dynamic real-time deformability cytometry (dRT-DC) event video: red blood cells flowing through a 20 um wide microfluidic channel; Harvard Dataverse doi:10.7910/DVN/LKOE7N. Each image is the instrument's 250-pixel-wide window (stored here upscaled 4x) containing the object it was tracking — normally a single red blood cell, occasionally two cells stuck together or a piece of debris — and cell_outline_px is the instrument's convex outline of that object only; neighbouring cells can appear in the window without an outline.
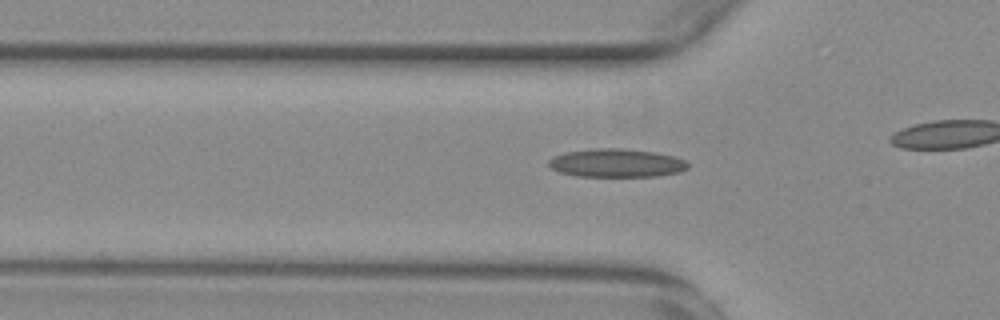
{"species": "common noctule bat (a hibernating species)", "species_latin": "Nyctalus noctula", "temperature_condition": "warm", "stored_images_in_passage": 42, "camera_frame_rate_fps": 3000, "um_per_image_px": 0.085, "animal": {"sex": "female", "body_mass_g": 29.2, "forearm_length_mm": 56.3}, "frame": {"image": 1, "passage_image": 17, "time_ms": 5.333, "image_size_px": [1000, 320], "cell_outline_px": [[688, 168], [680, 172], [656, 176], [576, 176], [560, 172], [552, 168], [548, 164], [548, 160], [552, 156], [564, 152], [596, 148], [620, 148], [652, 152], [672, 156], [684, 160], [688, 164]], "centroid_in_image_um": [52.36, 13.85], "position_along_channel_um": 73.4, "area_um2": 22.89}}
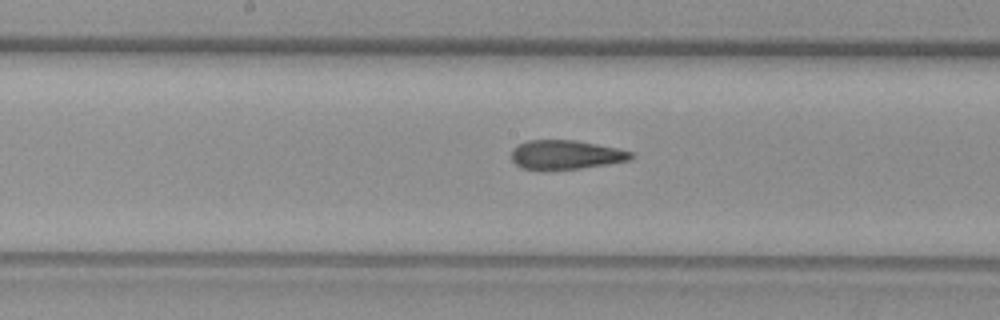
{"frame": {"image": 2, "passage_image": 27, "time_ms": 8.667, "image_size_px": [1000, 320], "cell_outline_px": [[632, 160], [608, 164], [580, 168], [544, 172], [520, 168], [512, 160], [512, 148], [528, 140], [576, 140], [616, 148], [632, 152]], "centroid_in_image_um": [48.04, 13.18], "position_along_channel_um": 200.2, "area_um2": 20.69}}
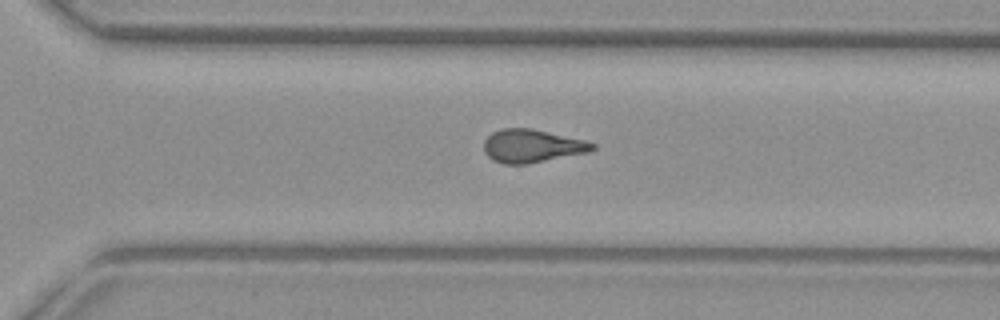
{"frame": {"image": 3, "passage_image": 37, "time_ms": 12.0, "image_size_px": [1000, 320], "cell_outline_px": [[596, 148], [588, 152], [528, 164], [504, 164], [492, 160], [484, 152], [484, 140], [492, 132], [500, 128], [532, 128], [584, 140], [596, 144]], "centroid_in_image_um": [45.19, 12.4], "position_along_channel_um": 325.4, "area_um2": 21.04}}